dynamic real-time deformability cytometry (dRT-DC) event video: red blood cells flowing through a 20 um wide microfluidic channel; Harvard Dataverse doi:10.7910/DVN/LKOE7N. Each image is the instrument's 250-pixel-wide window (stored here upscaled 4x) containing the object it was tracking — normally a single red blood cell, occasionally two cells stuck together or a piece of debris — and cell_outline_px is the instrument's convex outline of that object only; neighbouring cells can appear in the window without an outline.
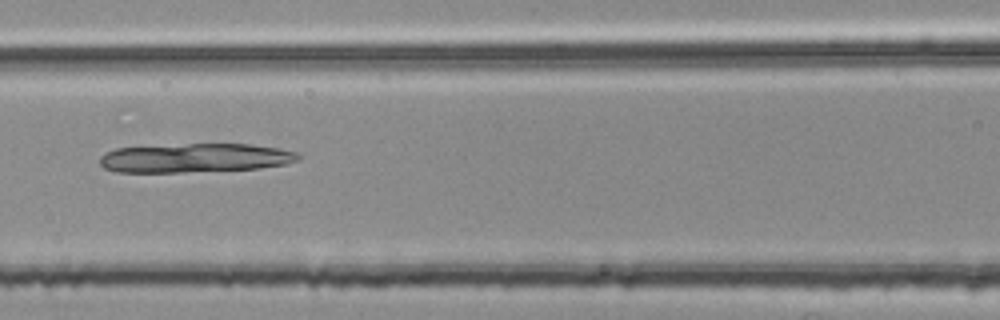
{"species": "common noctule bat (a hibernating species)", "species_latin": "Nyctalus noctula", "temperature_condition": "room temperature", "stored_images_in_passage": 6, "camera_frame_rate_fps": 3000, "um_per_image_px": 0.085, "animal": {"sex": "female", "body_mass_g": 25.1}, "frame": {"image": 1, "passage_image": 6, "time_ms": 1.667, "image_size_px": [1000, 320], "cell_outline_px": [[300, 160], [284, 164], [260, 168], [180, 172], [116, 172], [104, 168], [100, 164], [100, 156], [104, 152], [116, 148], [188, 144], [252, 144], [280, 148], [296, 152], [300, 156]], "centroid_in_image_um": [16.57, 13.42], "position_along_channel_um": 150.0, "area_um2": 33.52}}